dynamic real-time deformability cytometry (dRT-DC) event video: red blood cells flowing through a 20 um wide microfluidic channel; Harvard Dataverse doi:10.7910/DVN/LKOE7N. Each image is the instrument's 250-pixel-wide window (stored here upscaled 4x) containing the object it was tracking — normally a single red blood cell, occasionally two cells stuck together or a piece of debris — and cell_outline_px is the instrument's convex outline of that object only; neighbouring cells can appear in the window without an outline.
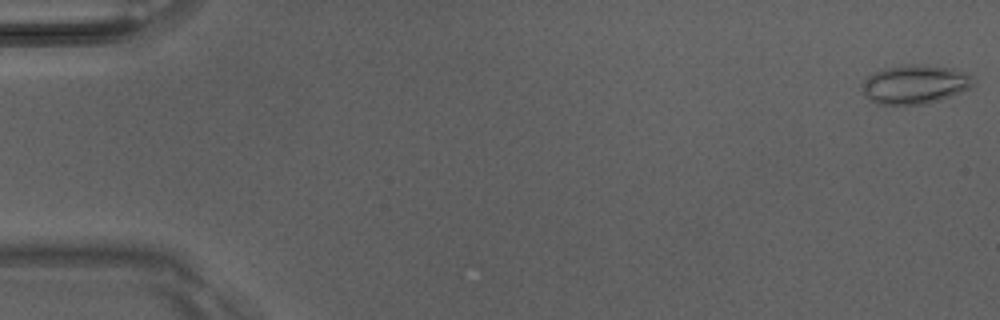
{"species": "Egyptian fruit bat (a non-hibernating species)", "species_latin": "Rousettus aegyptiacus", "temperature_condition": "room temperature", "stored_images_in_passage": 5, "camera_frame_rate_fps": 3000, "um_per_image_px": 0.085, "animal": {"sex": "male"}, "frame": {"image": 1, "passage_image": 5, "time_ms": 1.333, "image_size_px": [1000, 320], "cell_outline_px": [[972, 84], [968, 88], [952, 96], [928, 104], [876, 104], [868, 100], [864, 96], [860, 84], [872, 72], [884, 68], [904, 64], [916, 64], [952, 68], [964, 72], [972, 76]], "centroid_in_image_um": [77.69, 7.17], "position_along_channel_um": 7.3, "area_um2": 25.43}}